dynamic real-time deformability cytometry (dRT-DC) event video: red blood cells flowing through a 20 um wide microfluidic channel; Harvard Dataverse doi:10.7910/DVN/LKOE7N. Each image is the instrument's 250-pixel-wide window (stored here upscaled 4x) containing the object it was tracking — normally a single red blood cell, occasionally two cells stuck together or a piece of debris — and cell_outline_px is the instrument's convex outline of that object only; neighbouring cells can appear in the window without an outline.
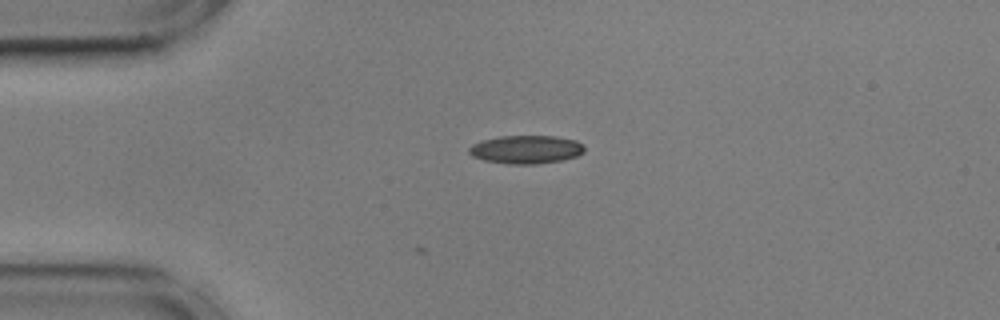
{"species": "common noctule bat (a hibernating species)", "species_latin": "Nyctalus noctula", "temperature_condition": "cold", "stored_images_in_passage": 3, "camera_frame_rate_fps": 3000, "um_per_image_px": 0.085, "animal": {"sex": "male", "body_mass_g": 17.9, "forearm_length_mm": 54.2}, "frame": {"image": 1, "passage_image": 3, "time_ms": 0.667, "image_size_px": [1000, 320], "cell_outline_px": [[584, 152], [576, 156], [560, 160], [536, 164], [512, 164], [484, 160], [472, 156], [468, 152], [468, 148], [472, 144], [480, 140], [500, 136], [556, 136], [576, 140], [584, 148]], "centroid_in_image_um": [44.67, 12.69], "position_along_channel_um": 40.3, "area_um2": 18.96}}